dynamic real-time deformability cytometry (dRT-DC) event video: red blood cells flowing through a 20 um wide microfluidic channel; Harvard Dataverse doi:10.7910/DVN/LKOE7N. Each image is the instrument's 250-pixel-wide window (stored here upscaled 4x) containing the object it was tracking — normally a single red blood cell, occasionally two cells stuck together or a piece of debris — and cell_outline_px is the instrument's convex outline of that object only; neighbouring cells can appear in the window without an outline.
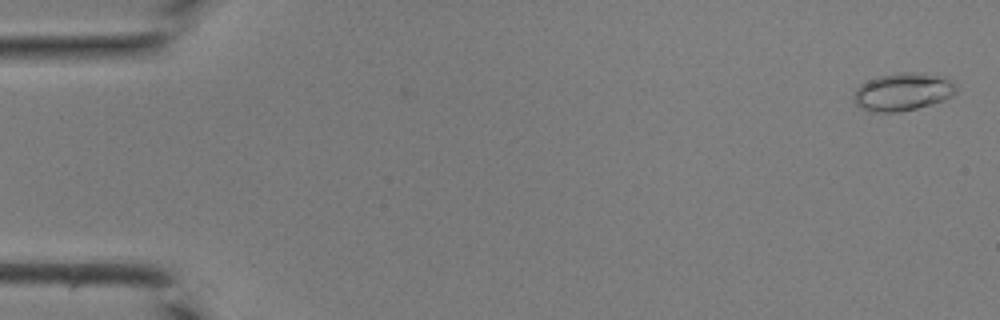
{"species": "common noctule bat (a hibernating species)", "species_latin": "Nyctalus noctula", "temperature_condition": "room temperature", "stored_images_in_passage": 4, "camera_frame_rate_fps": 3000, "um_per_image_px": 0.085, "animal": {"sex": "male", "body_mass_g": 19.0, "forearm_length_mm": 50.8}, "frame": {"image": 1, "passage_image": 2, "time_ms": 0.333, "image_size_px": [1000, 320], "cell_outline_px": [[956, 92], [952, 96], [944, 100], [916, 108], [900, 112], [868, 112], [856, 104], [856, 88], [860, 84], [868, 80], [880, 76], [900, 72], [924, 72], [944, 76], [956, 84]], "centroid_in_image_um": [76.78, 7.79], "position_along_channel_um": 8.2, "area_um2": 22.6}}